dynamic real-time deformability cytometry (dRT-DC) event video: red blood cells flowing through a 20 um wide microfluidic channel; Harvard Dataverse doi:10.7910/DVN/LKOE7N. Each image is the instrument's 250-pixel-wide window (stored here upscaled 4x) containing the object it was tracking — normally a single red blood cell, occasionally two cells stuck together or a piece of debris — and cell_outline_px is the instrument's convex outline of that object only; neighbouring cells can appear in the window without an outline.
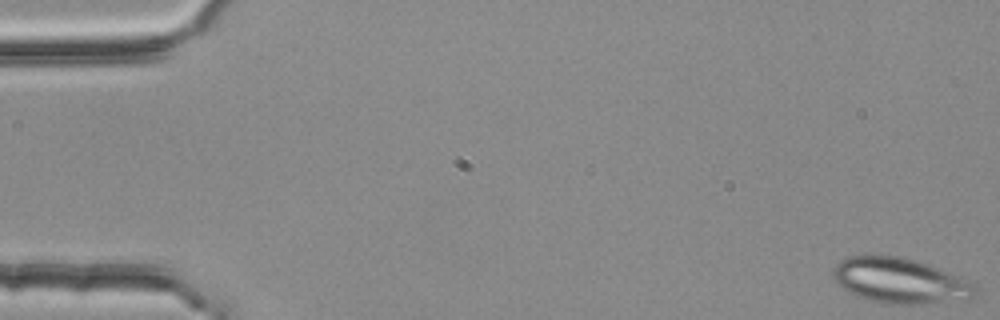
{"species": "common noctule bat (a hibernating species)", "species_latin": "Nyctalus noctula", "temperature_condition": "room temperature", "stored_images_in_passage": 51, "camera_frame_rate_fps": 3000, "um_per_image_px": 0.085, "animal": {"sex": "female", "body_mass_g": 25.1}, "frame": {"image": 1, "passage_image": 1, "time_ms": 0.0, "image_size_px": [1000, 320], "cell_outline_px": [[980, 292], [976, 296], [968, 300], [920, 304], [888, 304], [868, 300], [856, 296], [848, 292], [832, 276], [832, 268], [840, 260], [848, 256], [900, 256], [916, 260], [928, 264], [976, 284]], "centroid_in_image_um": [76.54, 23.88], "position_along_channel_um": 8.5, "area_um2": 37.8}}
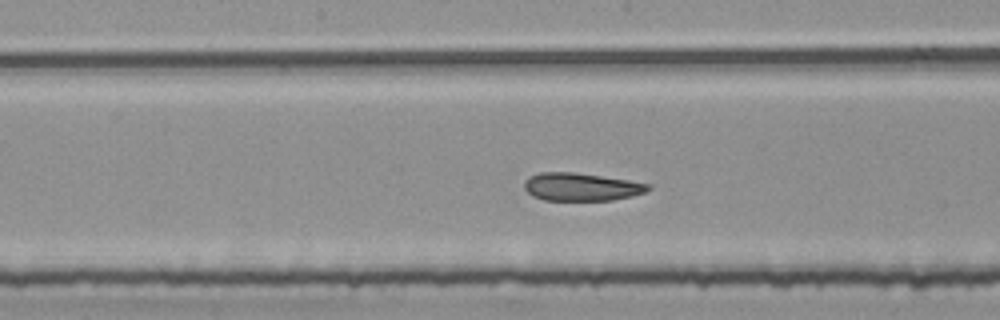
{"frame": {"image": 2, "passage_image": 28, "time_ms": 9.0, "image_size_px": [1000, 320], "cell_outline_px": [[652, 188], [644, 192], [632, 196], [612, 200], [544, 200], [532, 196], [524, 188], [524, 180], [528, 176], [540, 172], [576, 172], [628, 180], [652, 184]], "centroid_in_image_um": [49.39, 15.87], "position_along_channel_um": 198.8, "area_um2": 20.29}}
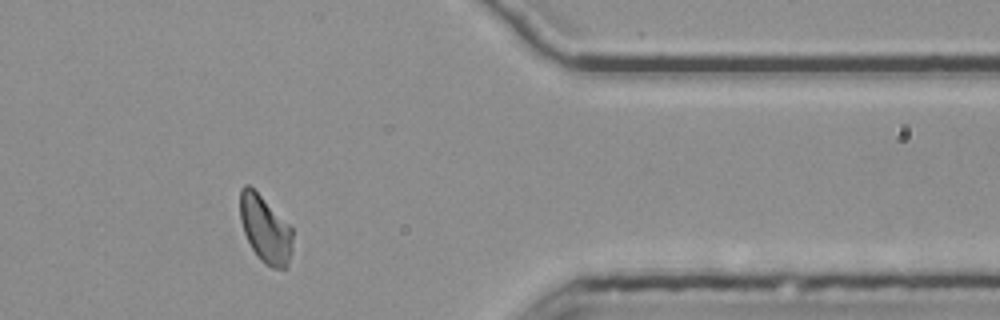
{"frame": {"image": 3, "passage_image": 45, "time_ms": 14.667, "image_size_px": [1000, 320], "cell_outline_px": [[292, 248], [288, 264], [284, 268], [272, 268], [264, 264], [260, 260], [252, 248], [244, 232], [240, 220], [240, 188], [244, 184], [248, 184], [292, 228]], "centroid_in_image_um": [22.53, 19.5], "position_along_channel_um": 388.9, "area_um2": 20.17}, "authors_computed_cell_mechanics": {"area_um2": 21.386, "velocity_mm_per_s": 3.7543, "shape_relaxation_time_tau1_ms": 7.4978, "shape_relaxation_time_tau2_ms": 2.0191, "deformation_change_tau1": 0.1368, "deformation_change_tau2": 0.0964}}